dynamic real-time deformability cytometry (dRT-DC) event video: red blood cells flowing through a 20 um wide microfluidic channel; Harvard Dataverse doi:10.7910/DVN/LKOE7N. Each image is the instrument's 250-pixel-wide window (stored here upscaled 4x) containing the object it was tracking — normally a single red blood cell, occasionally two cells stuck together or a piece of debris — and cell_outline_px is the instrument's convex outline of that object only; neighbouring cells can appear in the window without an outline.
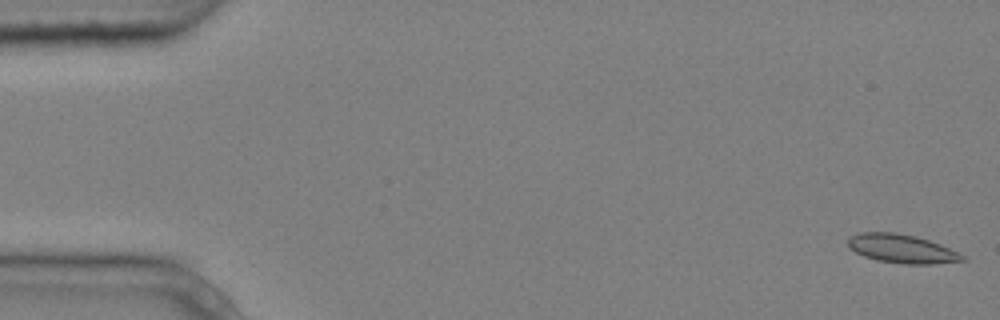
{"species": "common noctule bat (a hibernating species)", "species_latin": "Nyctalus noctula", "temperature_condition": "cold", "stored_images_in_passage": 5, "camera_frame_rate_fps": 3000, "um_per_image_px": 0.085, "animal": {"sex": "male", "body_mass_g": 20.4}, "frame": {"image": 1, "passage_image": 1, "time_ms": 0.0, "image_size_px": [1000, 320], "cell_outline_px": [[968, 260], [936, 264], [904, 264], [876, 260], [864, 256], [848, 248], [848, 240], [852, 236], [860, 232], [896, 232], [928, 240], [940, 244], [964, 256]], "centroid_in_image_um": [76.64, 21.15], "position_along_channel_um": 8.4, "area_um2": 19.02}}
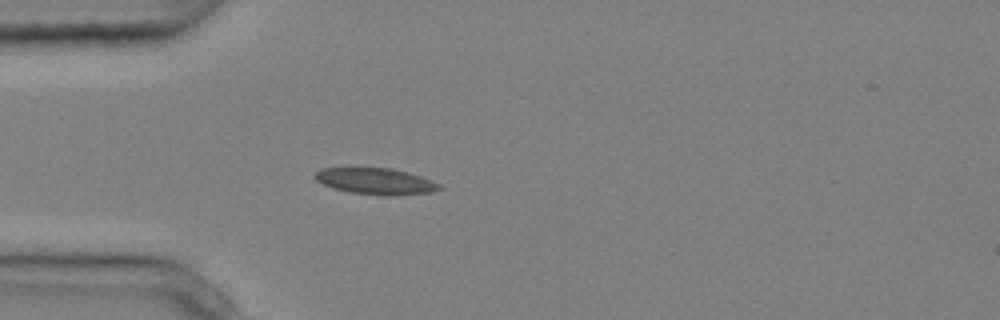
{"frame": {"image": 2, "passage_image": 5, "time_ms": 1.333, "image_size_px": [1000, 320], "cell_outline_px": [[444, 188], [432, 192], [392, 196], [384, 196], [348, 192], [332, 188], [316, 180], [312, 176], [316, 172], [324, 168], [392, 168], [408, 172], [432, 180], [440, 184]], "centroid_in_image_um": [31.96, 15.41], "position_along_channel_um": 53.0, "area_um2": 19.25}}